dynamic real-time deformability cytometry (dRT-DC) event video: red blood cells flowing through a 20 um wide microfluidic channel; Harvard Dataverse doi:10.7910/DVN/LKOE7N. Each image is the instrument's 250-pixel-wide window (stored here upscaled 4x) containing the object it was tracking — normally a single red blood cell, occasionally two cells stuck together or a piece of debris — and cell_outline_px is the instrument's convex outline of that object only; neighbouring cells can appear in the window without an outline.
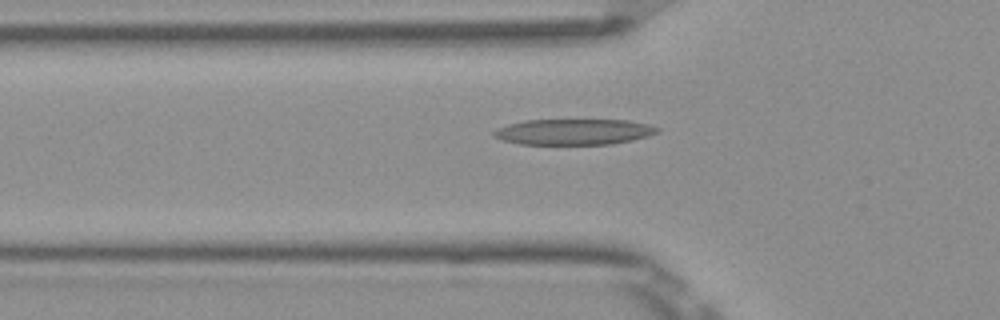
{"species": "Egyptian fruit bat (a non-hibernating species)", "species_latin": "Rousettus aegyptiacus", "temperature_condition": "room temperature", "stored_images_in_passage": 33, "camera_frame_rate_fps": 3000, "um_per_image_px": 0.085, "frame": {"image": 1, "passage_image": 4, "time_ms": 1.0, "image_size_px": [1000, 320], "cell_outline_px": [[660, 132], [648, 136], [632, 140], [612, 144], [520, 144], [504, 140], [492, 136], [492, 132], [508, 124], [524, 120], [628, 120], [648, 124], [660, 128]], "centroid_in_image_um": [48.81, 11.2], "position_along_channel_um": 77.0, "area_um2": 24.57}}
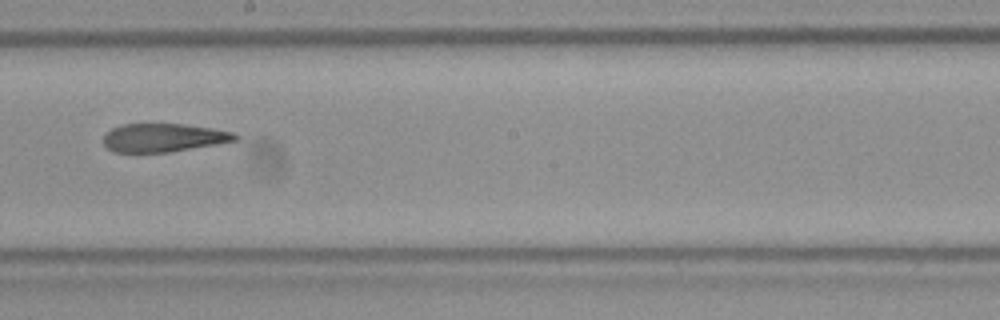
{"frame": {"image": 2, "passage_image": 16, "time_ms": 5.0, "image_size_px": [1000, 320], "cell_outline_px": [[240, 140], [168, 152], [112, 152], [104, 144], [104, 136], [112, 128], [120, 124], [184, 124], [212, 128], [236, 132], [240, 136]], "centroid_in_image_um": [13.95, 11.7], "position_along_channel_um": 234.3, "area_um2": 21.85}}
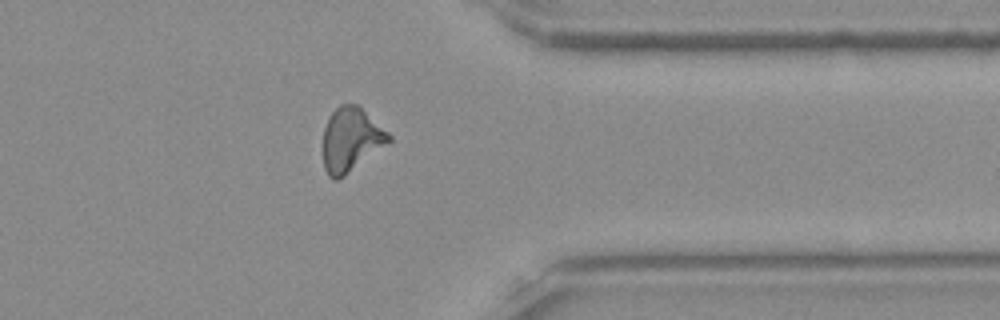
{"frame": {"image": 3, "passage_image": 28, "time_ms": 9.0, "image_size_px": [1000, 320], "cell_outline_px": [[392, 140], [344, 176], [336, 180], [332, 180], [328, 176], [324, 168], [324, 128], [328, 116], [340, 104], [360, 104], [392, 136]], "centroid_in_image_um": [29.84, 11.84], "position_along_channel_um": 381.6, "area_um2": 24.57}}